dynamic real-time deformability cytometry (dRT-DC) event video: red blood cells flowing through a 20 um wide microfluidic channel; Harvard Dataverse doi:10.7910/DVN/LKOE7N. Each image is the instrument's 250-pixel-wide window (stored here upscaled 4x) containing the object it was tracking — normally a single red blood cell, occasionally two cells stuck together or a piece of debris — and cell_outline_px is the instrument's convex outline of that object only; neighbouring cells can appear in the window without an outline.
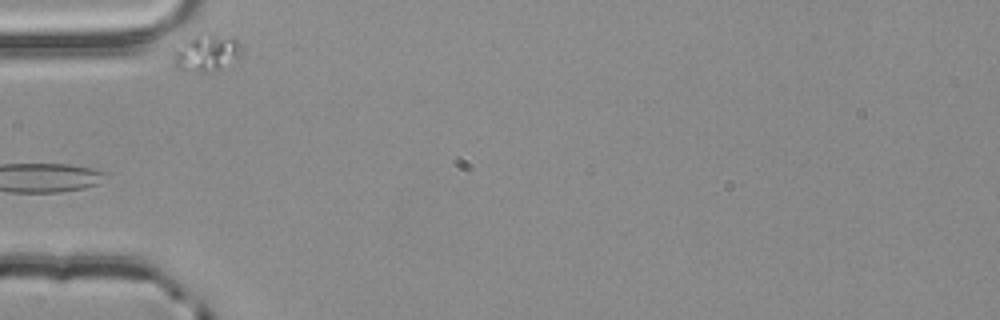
{"species": "common noctule bat (a hibernating species)", "species_latin": "Nyctalus noctula", "temperature_condition": "room temperature", "stored_images_in_passage": 5, "camera_frame_rate_fps": 3000, "um_per_image_px": 0.085, "animal": {"sex": "male", "body_mass_g": 20.4}, "frame": {"image": 1, "passage_image": 3, "time_ms": 0.667, "image_size_px": [1000, 320], "cell_outline_px": [[240, 52], [236, 56], [220, 68], [212, 72], [200, 72], [176, 68], [172, 52], [172, 48], [184, 40], [192, 36], [232, 36], [240, 44]], "centroid_in_image_um": [17.44, 4.5], "position_along_channel_um": 67.6, "area_um2": 14.16}}